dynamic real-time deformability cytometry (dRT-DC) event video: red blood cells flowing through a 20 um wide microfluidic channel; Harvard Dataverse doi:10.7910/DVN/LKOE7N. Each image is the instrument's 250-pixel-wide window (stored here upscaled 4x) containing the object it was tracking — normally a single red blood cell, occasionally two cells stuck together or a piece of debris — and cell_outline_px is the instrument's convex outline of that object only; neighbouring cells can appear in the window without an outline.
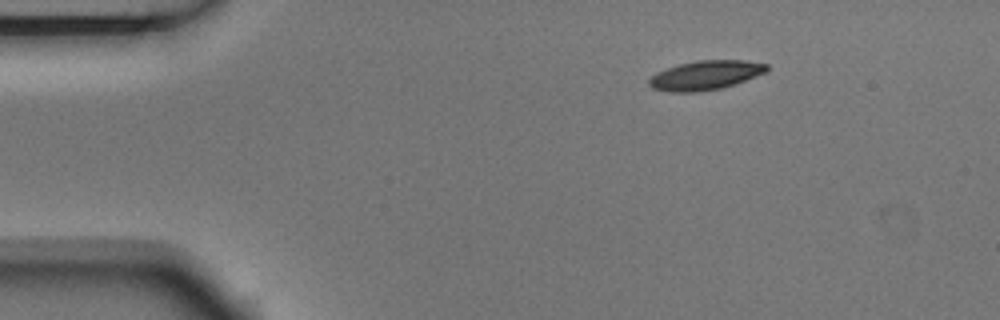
{"species": "Egyptian fruit bat (a non-hibernating species)", "species_latin": "Rousettus aegyptiacus", "temperature_condition": "room temperature", "stored_images_in_passage": 3, "camera_frame_rate_fps": 3000, "um_per_image_px": 0.085, "animal": {"sex": "male"}, "frame": {"image": 1, "passage_image": 1, "time_ms": 0.0, "image_size_px": [1000, 320], "cell_outline_px": [[768, 72], [720, 88], [700, 92], [668, 92], [652, 88], [648, 84], [648, 80], [656, 72], [680, 64], [696, 60], [744, 60], [768, 64]], "centroid_in_image_um": [59.95, 6.39], "position_along_channel_um": 25.1, "area_um2": 20.0}}